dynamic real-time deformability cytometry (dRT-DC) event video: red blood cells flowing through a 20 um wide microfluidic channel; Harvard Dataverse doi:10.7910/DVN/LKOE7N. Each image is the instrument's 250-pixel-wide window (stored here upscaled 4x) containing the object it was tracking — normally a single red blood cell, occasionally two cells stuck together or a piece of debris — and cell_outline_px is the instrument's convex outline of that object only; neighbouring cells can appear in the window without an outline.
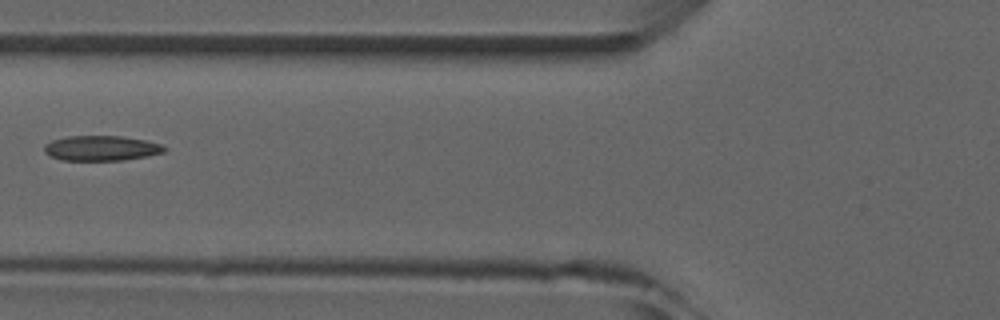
{"species": "common noctule bat (a hibernating species)", "species_latin": "Nyctalus noctula", "temperature_condition": "room temperature", "stored_images_in_passage": 7, "camera_frame_rate_fps": 3000, "um_per_image_px": 0.085, "animal": {"sex": "male", "forearm_length_mm": 52.5}, "frame": {"image": 1, "passage_image": 6, "time_ms": 5.667, "image_size_px": [1000, 320], "cell_outline_px": [[168, 148], [164, 152], [144, 156], [120, 160], [64, 160], [48, 156], [44, 152], [44, 144], [52, 140], [68, 136], [120, 136], [148, 140], [164, 144]], "centroid_in_image_um": [8.61, 12.58], "position_along_channel_um": 117.2, "area_um2": 17.63}}
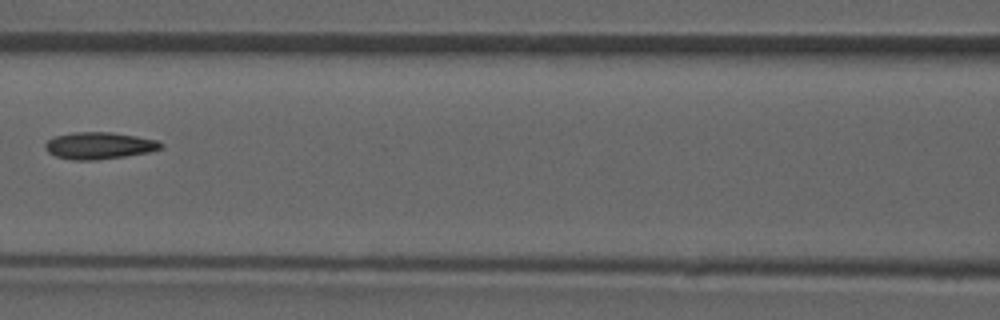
{"frame": {"image": 2, "passage_image": 7, "time_ms": 6.667, "image_size_px": [1000, 320], "cell_outline_px": [[164, 144], [160, 148], [148, 152], [124, 156], [96, 160], [72, 160], [56, 156], [48, 152], [44, 148], [44, 144], [48, 140], [56, 136], [72, 132], [112, 132], [136, 136], [156, 140]], "centroid_in_image_um": [8.39, 12.37], "position_along_channel_um": 158.2, "area_um2": 18.03}}